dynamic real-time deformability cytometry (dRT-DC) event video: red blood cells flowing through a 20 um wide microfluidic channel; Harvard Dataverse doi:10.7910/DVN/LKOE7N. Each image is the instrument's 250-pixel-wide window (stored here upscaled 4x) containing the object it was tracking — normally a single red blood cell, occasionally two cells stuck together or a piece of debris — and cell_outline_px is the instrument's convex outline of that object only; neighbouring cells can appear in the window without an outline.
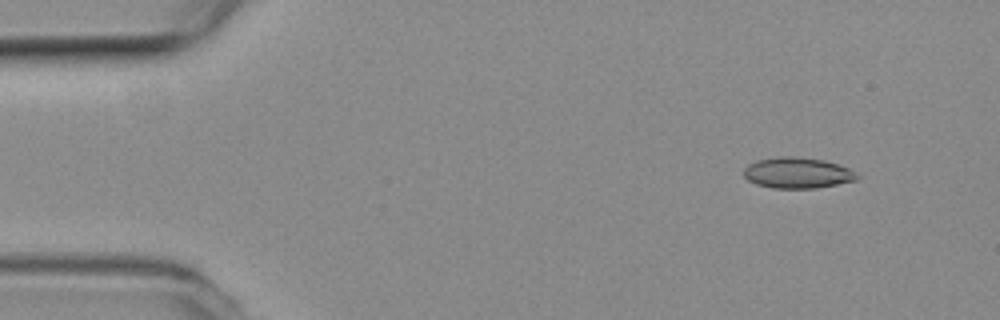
{"species": "common noctule bat (a hibernating species)", "species_latin": "Nyctalus noctula", "temperature_condition": "room temperature", "stored_images_in_passage": 3, "camera_frame_rate_fps": 3000, "um_per_image_px": 0.085, "animal": {"sex": "female", "body_mass_g": 19.3, "forearm_length_mm": 54.1}, "frame": {"image": 1, "passage_image": 1, "time_ms": 0.0, "image_size_px": [1000, 320], "cell_outline_px": [[860, 176], [856, 180], [816, 188], [772, 188], [756, 184], [748, 180], [744, 176], [744, 168], [748, 164], [756, 160], [780, 156], [792, 156], [824, 160], [848, 168]], "centroid_in_image_um": [67.75, 14.69], "position_along_channel_um": 17.3, "area_um2": 20.29}}
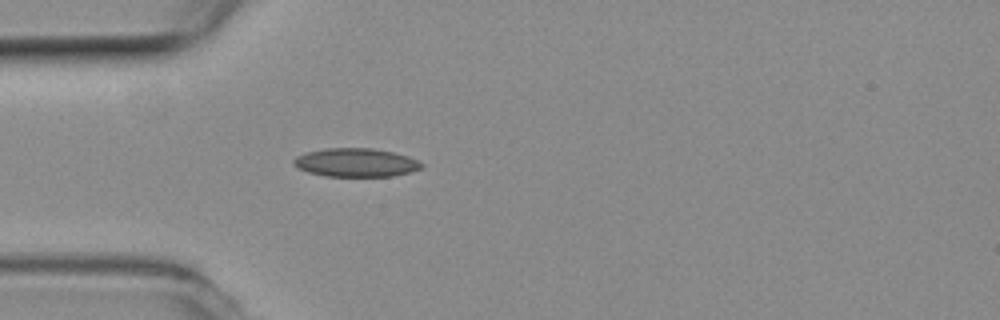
{"frame": {"image": 2, "passage_image": 3, "time_ms": 0.667, "image_size_px": [1000, 320], "cell_outline_px": [[424, 164], [420, 168], [412, 172], [392, 176], [324, 176], [308, 172], [296, 168], [292, 164], [292, 160], [296, 156], [308, 152], [324, 148], [372, 148], [392, 152], [408, 156]], "centroid_in_image_um": [30.21, 13.82], "position_along_channel_um": 54.8, "area_um2": 21.33}}